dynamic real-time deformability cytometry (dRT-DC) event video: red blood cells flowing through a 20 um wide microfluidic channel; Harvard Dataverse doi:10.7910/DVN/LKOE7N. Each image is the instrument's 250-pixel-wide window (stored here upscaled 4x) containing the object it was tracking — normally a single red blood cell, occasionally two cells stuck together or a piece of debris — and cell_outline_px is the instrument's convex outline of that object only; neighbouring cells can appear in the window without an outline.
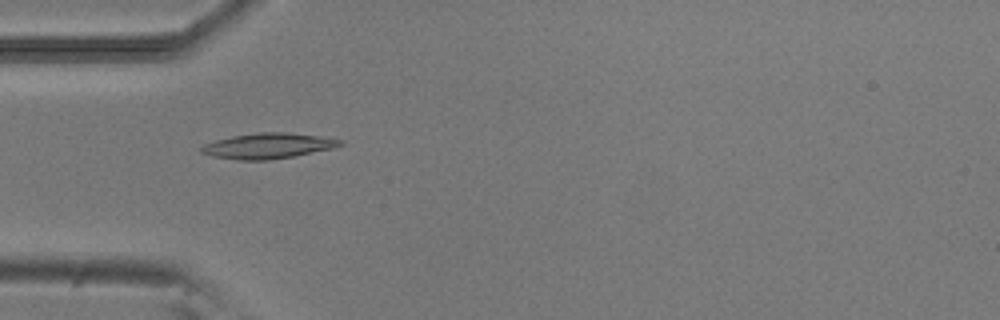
{"species": "common noctule bat (a hibernating species)", "species_latin": "Nyctalus noctula", "temperature_condition": "room temperature", "stored_images_in_passage": 34, "camera_frame_rate_fps": 3000, "um_per_image_px": 0.085, "animal": {"sex": "male", "body_mass_g": 20.5, "forearm_length_mm": 52.5}, "frame": {"image": 1, "passage_image": 3, "time_ms": 0.667, "image_size_px": [1000, 320], "cell_outline_px": [[344, 144], [336, 148], [292, 156], [268, 160], [240, 160], [212, 156], [200, 152], [200, 148], [204, 144], [216, 140], [232, 136], [260, 132], [288, 132], [320, 136], [344, 140]], "centroid_in_image_um": [22.82, 12.39], "position_along_channel_um": 62.2, "area_um2": 20.63}}
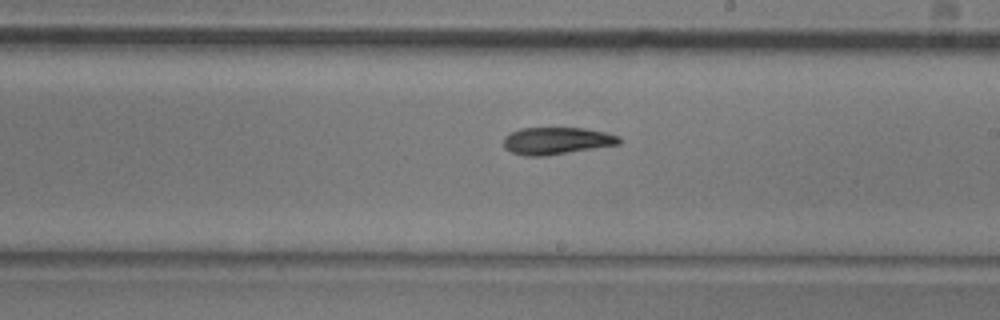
{"frame": {"image": 2, "passage_image": 17, "time_ms": 5.333, "image_size_px": [1000, 320], "cell_outline_px": [[620, 144], [548, 156], [524, 156], [512, 152], [504, 148], [504, 136], [520, 128], [584, 128], [604, 132], [620, 136]], "centroid_in_image_um": [47.31, 11.97], "position_along_channel_um": 241.7, "area_um2": 18.38}}
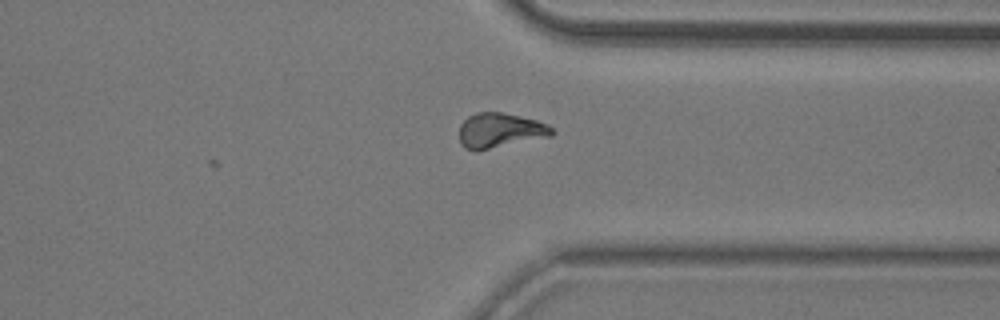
{"frame": {"image": 3, "passage_image": 27, "time_ms": 8.667, "image_size_px": [1000, 320], "cell_outline_px": [[556, 132], [552, 136], [476, 152], [464, 148], [460, 144], [460, 124], [468, 116], [476, 112], [504, 112], [536, 120], [548, 124]], "centroid_in_image_um": [42.5, 11.1], "position_along_channel_um": 368.9, "area_um2": 19.19}, "authors_computed_cell_mechanics": {"area_um2": 18.3226, "velocity_mm_per_s": 3.8621, "shape_relaxation_time_tau1_ms": 6.8012, "shape_relaxation_time_tau2_ms": null, "deformation_change_tau1": 0.1653, "deformation_change_tau2": null}}